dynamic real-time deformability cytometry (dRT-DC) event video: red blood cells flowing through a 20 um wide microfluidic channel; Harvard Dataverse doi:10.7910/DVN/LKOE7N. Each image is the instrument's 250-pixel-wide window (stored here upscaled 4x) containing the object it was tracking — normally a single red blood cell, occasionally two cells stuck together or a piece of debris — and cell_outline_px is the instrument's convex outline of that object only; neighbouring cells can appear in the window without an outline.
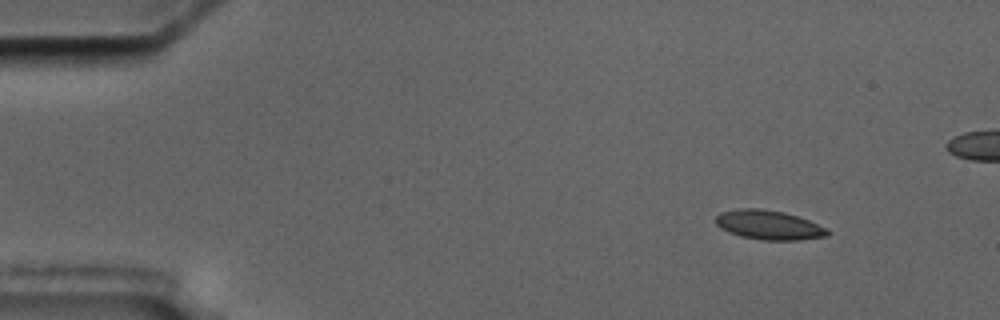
{"species": "common noctule bat (a hibernating species)", "species_latin": "Nyctalus noctula", "temperature_condition": "cold", "stored_images_in_passage": 5, "camera_frame_rate_fps": 3000, "um_per_image_px": 0.085, "animal": {"sex": "male", "body_mass_g": 17.5, "forearm_length_mm": 52.3}, "frame": {"image": 1, "passage_image": 1, "time_ms": 0.0, "image_size_px": [1000, 320], "cell_outline_px": [[828, 236], [800, 240], [764, 240], [740, 236], [728, 232], [720, 228], [716, 224], [716, 216], [720, 212], [736, 208], [760, 208], [784, 212], [808, 220], [828, 228]], "centroid_in_image_um": [65.33, 19.12], "position_along_channel_um": 19.7, "area_um2": 19.19}}